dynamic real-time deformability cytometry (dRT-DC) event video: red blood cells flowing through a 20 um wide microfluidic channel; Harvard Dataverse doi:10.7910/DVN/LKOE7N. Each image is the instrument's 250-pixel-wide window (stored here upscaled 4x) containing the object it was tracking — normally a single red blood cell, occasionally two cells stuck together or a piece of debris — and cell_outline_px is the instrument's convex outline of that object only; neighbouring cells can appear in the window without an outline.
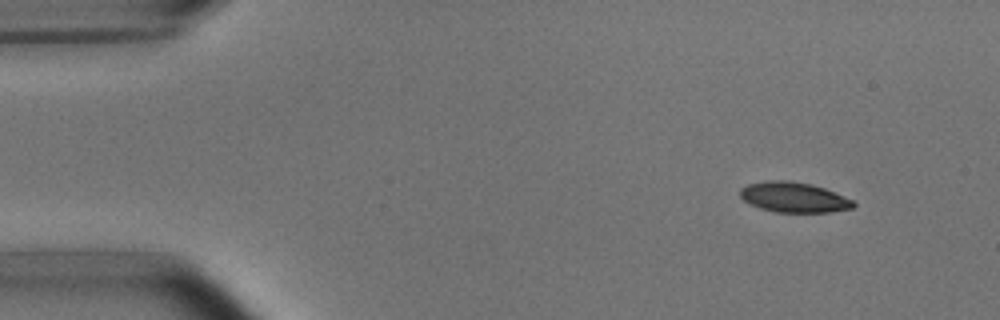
{"species": "common noctule bat (a hibernating species)", "species_latin": "Nyctalus noctula", "temperature_condition": "room temperature", "stored_images_in_passage": 6, "camera_frame_rate_fps": 3000, "um_per_image_px": 0.085, "animal": {"sex": "male", "body_mass_g": 15.6}, "frame": {"image": 1, "passage_image": 2, "time_ms": 1.0, "image_size_px": [1000, 320], "cell_outline_px": [[856, 204], [852, 208], [832, 212], [776, 212], [760, 208], [748, 204], [740, 196], [740, 188], [748, 184], [768, 180], [788, 180], [812, 184], [824, 188], [852, 200]], "centroid_in_image_um": [67.44, 16.76], "position_along_channel_um": 17.6, "area_um2": 19.94}}
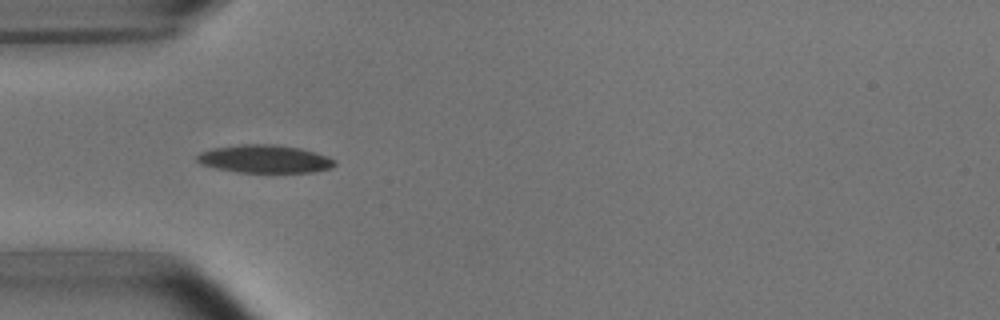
{"frame": {"image": 2, "passage_image": 5, "time_ms": 4.667, "image_size_px": [1000, 320], "cell_outline_px": [[336, 164], [332, 168], [312, 172], [236, 172], [216, 168], [200, 164], [196, 160], [196, 156], [200, 152], [212, 148], [244, 144], [272, 144], [300, 148], [316, 152], [328, 156], [336, 160]], "centroid_in_image_um": [22.51, 13.51], "position_along_channel_um": 62.5, "area_um2": 22.54}}